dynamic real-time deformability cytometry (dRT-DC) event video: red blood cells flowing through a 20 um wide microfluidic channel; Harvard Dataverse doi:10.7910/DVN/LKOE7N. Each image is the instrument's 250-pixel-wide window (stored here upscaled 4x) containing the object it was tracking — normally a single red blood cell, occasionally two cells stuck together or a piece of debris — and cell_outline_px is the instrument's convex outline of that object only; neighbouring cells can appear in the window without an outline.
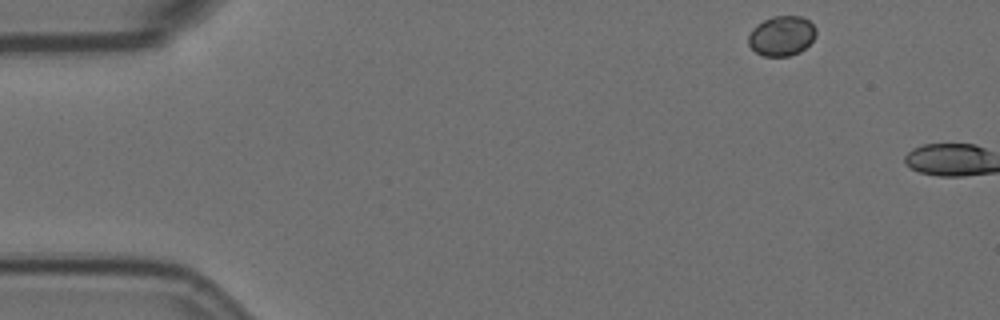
{"species": "Egyptian fruit bat (a non-hibernating species)", "species_latin": "Rousettus aegyptiacus", "temperature_condition": "room temperature", "stored_images_in_passage": 2, "camera_frame_rate_fps": 3000, "um_per_image_px": 0.085, "animal": {"sex": "female"}, "frame": {"image": 1, "passage_image": 1, "time_ms": 0.0, "image_size_px": [1000, 320], "cell_outline_px": [[816, 36], [800, 52], [788, 56], [764, 56], [756, 52], [748, 44], [748, 36], [752, 28], [756, 24], [772, 16], [800, 16], [808, 20], [816, 28]], "centroid_in_image_um": [66.42, 3.04], "position_along_channel_um": 18.6, "area_um2": 15.72}}